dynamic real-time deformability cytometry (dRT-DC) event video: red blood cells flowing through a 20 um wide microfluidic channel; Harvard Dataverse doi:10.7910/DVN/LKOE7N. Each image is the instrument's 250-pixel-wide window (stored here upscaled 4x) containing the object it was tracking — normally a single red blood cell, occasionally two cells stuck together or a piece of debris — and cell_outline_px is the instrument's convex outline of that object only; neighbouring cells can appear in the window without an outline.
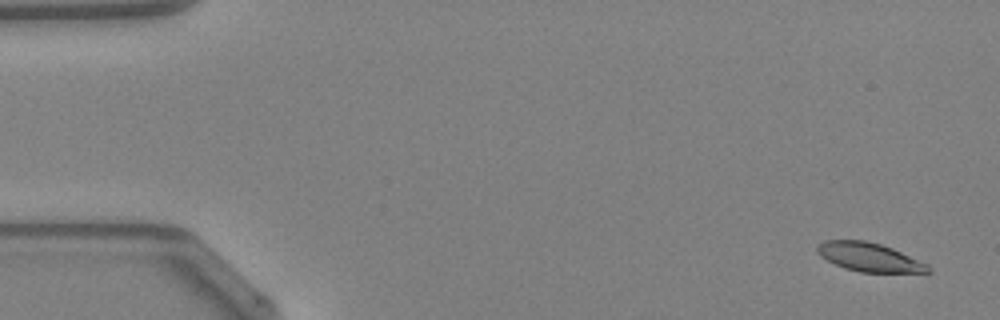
{"species": "Egyptian fruit bat (a non-hibernating species)", "species_latin": "Rousettus aegyptiacus", "temperature_condition": "warm", "stored_images_in_passage": 49, "camera_frame_rate_fps": 3000, "um_per_image_px": 0.085, "animal": {"sex": "female"}, "frame": {"image": 1, "passage_image": 3, "time_ms": 0.667, "image_size_px": [1000, 320], "cell_outline_px": [[932, 272], [860, 272], [844, 268], [820, 256], [816, 252], [816, 248], [824, 240], [864, 240], [880, 244], [892, 248], [928, 264], [932, 268]], "centroid_in_image_um": [73.89, 21.86], "position_along_channel_um": 11.1, "area_um2": 18.44}}
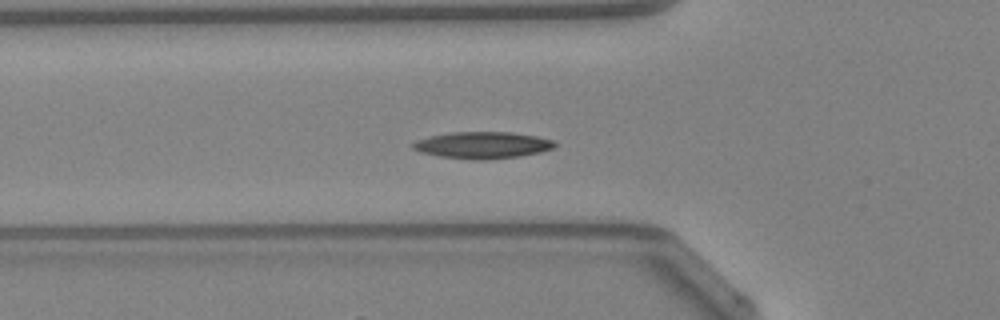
{"frame": {"image": 2, "passage_image": 18, "time_ms": 5.667, "image_size_px": [1000, 320], "cell_outline_px": [[556, 144], [552, 148], [540, 152], [520, 156], [484, 160], [476, 160], [440, 156], [420, 152], [412, 148], [412, 144], [416, 140], [432, 136], [452, 132], [512, 132], [536, 136], [552, 140]], "centroid_in_image_um": [41.01, 12.33], "position_along_channel_um": 84.8, "area_um2": 21.91}}
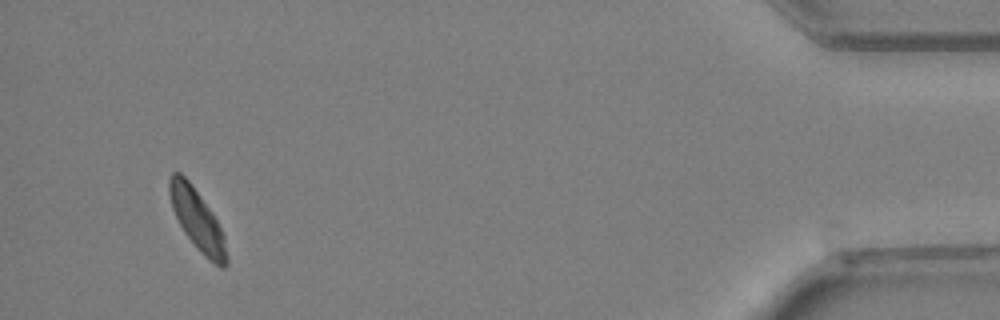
{"frame": {"image": 3, "passage_image": 47, "time_ms": 15.333, "image_size_px": [1000, 320], "cell_outline_px": [[228, 264], [224, 268], [220, 268], [208, 260], [196, 248], [184, 232], [172, 208], [168, 192], [168, 180], [172, 172], [180, 172], [188, 180], [212, 212], [224, 236], [228, 256]], "centroid_in_image_um": [16.77, 18.72], "position_along_channel_um": 418.4, "area_um2": 20.29}, "authors_computed_cell_mechanics": {"area_um2": 20.23, "velocity_mm_per_s": 4.2083, "shape_relaxation_time_tau1_ms": 4.2022, "shape_relaxation_time_tau2_ms": null, "deformation_change_tau1": 0.1178, "deformation_change_tau2": null}}